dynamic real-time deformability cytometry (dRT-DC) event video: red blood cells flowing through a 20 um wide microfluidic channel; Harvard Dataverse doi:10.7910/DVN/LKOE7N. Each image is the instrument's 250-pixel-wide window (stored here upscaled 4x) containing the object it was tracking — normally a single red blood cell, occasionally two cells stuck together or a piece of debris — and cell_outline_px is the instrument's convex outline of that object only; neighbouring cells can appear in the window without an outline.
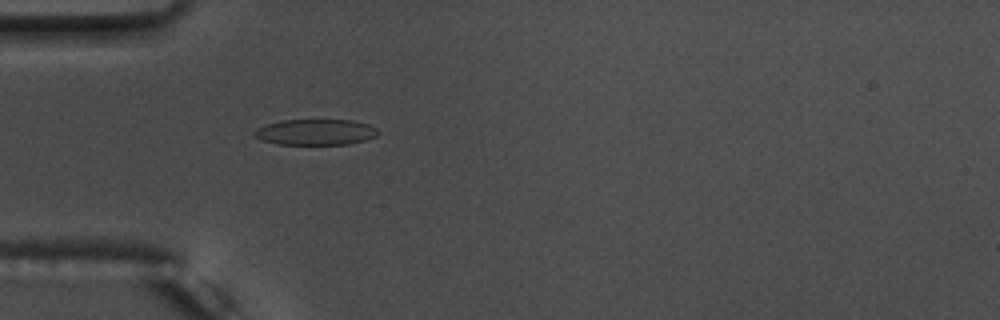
{"species": "common noctule bat (a hibernating species)", "species_latin": "Nyctalus noctula", "temperature_condition": "warm", "stored_images_in_passage": 39, "camera_frame_rate_fps": 3000, "um_per_image_px": 0.085, "animal": {"sex": "male", "body_mass_g": 17.5, "forearm_length_mm": 52.3}, "frame": {"image": 1, "passage_image": 6, "time_ms": 1.667, "image_size_px": [1000, 320], "cell_outline_px": [[380, 132], [376, 136], [364, 140], [348, 144], [276, 144], [260, 140], [252, 132], [256, 128], [268, 124], [284, 120], [352, 120], [368, 124], [376, 128]], "centroid_in_image_um": [26.82, 11.23], "position_along_channel_um": 58.2, "area_um2": 18.55}}
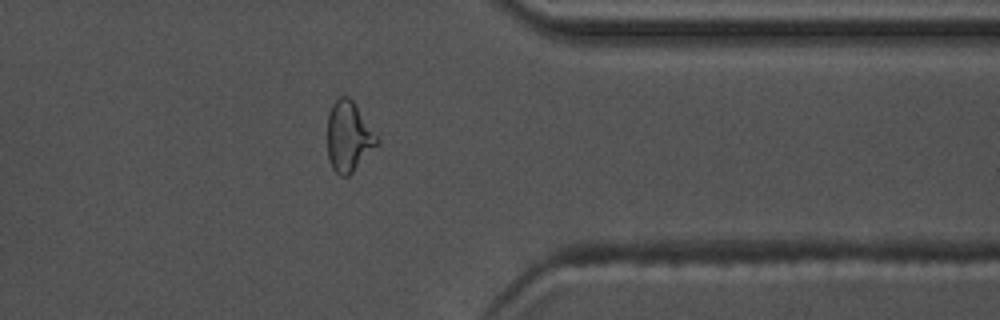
{"frame": {"image": 2, "passage_image": 33, "time_ms": 10.667, "image_size_px": [1000, 320], "cell_outline_px": [[380, 144], [348, 176], [340, 176], [332, 168], [328, 156], [328, 112], [332, 104], [340, 96], [348, 96], [352, 100], [380, 140]], "centroid_in_image_um": [29.64, 11.62], "position_along_channel_um": 381.8, "area_um2": 20.23}, "authors_computed_cell_mechanics": {"area_um2": 18.785, "velocity_mm_per_s": 3.7479, "shape_relaxation_time_tau1_ms": 4.9469, "shape_relaxation_time_tau2_ms": 1.5506, "deformation_change_tau1": 0.1707, "deformation_change_tau2": 0.0864}}